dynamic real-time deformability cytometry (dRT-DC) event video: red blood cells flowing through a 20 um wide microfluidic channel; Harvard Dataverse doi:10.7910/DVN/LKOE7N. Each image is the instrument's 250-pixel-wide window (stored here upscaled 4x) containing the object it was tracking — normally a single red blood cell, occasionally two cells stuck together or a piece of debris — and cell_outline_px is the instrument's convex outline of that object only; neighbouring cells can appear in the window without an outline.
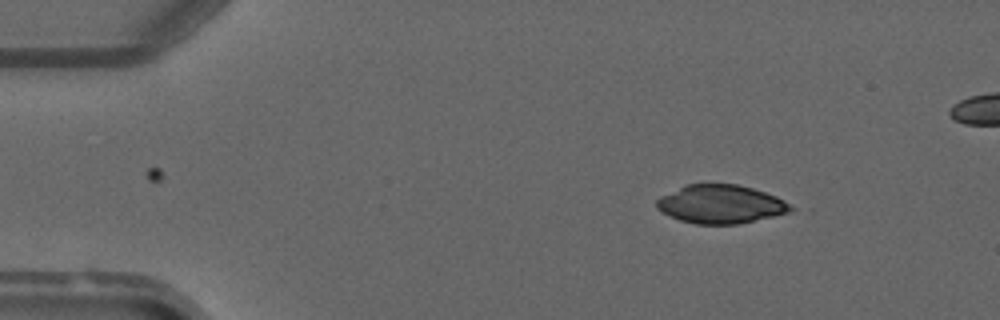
{"species": "common noctule bat (a hibernating species)", "species_latin": "Nyctalus noctula", "temperature_condition": "warm", "stored_images_in_passage": 3, "camera_frame_rate_fps": 3000, "um_per_image_px": 0.085, "animal": {"sex": "male", "forearm_length_mm": 52.5}, "frame": {"image": 1, "passage_image": 1, "time_ms": 0.0, "image_size_px": [1000, 320], "cell_outline_px": [[796, 208], [792, 212], [736, 224], [696, 224], [680, 220], [668, 216], [660, 212], [656, 208], [656, 200], [660, 196], [684, 184], [736, 184], [752, 188], [776, 196], [784, 200]], "centroid_in_image_um": [61.23, 17.35], "position_along_channel_um": 23.8, "area_um2": 30.29}}